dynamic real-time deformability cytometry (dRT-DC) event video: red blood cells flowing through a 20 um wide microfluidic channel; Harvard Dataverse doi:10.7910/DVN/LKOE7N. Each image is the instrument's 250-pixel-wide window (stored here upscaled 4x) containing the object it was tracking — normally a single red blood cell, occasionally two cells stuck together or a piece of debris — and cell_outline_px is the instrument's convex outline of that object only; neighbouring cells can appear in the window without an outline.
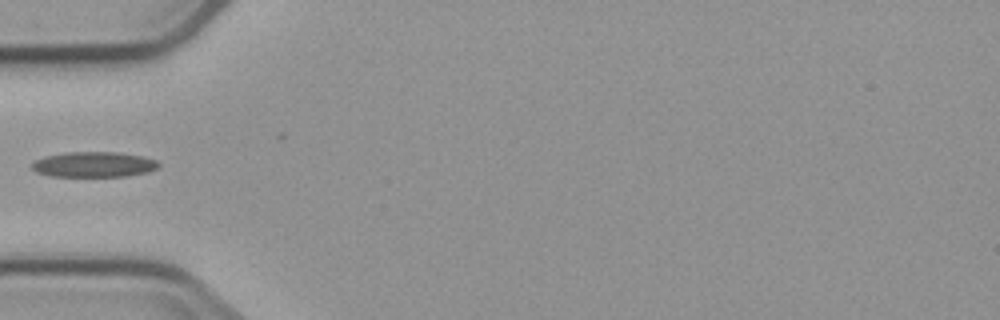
{"species": "common noctule bat (a hibernating species)", "species_latin": "Nyctalus noctula", "temperature_condition": "cold", "stored_images_in_passage": 4, "camera_frame_rate_fps": 3000, "um_per_image_px": 0.085, "animal": {"sex": "male", "body_mass_g": 23.1, "forearm_length_mm": 52.7}, "frame": {"image": 1, "passage_image": 3, "time_ms": 3.333, "image_size_px": [1000, 320], "cell_outline_px": [[160, 164], [156, 168], [148, 172], [124, 176], [52, 176], [36, 172], [32, 168], [32, 164], [36, 160], [48, 156], [64, 152], [116, 152], [144, 156], [156, 160]], "centroid_in_image_um": [8.0, 13.97], "position_along_channel_um": 77.0, "area_um2": 18.55}}
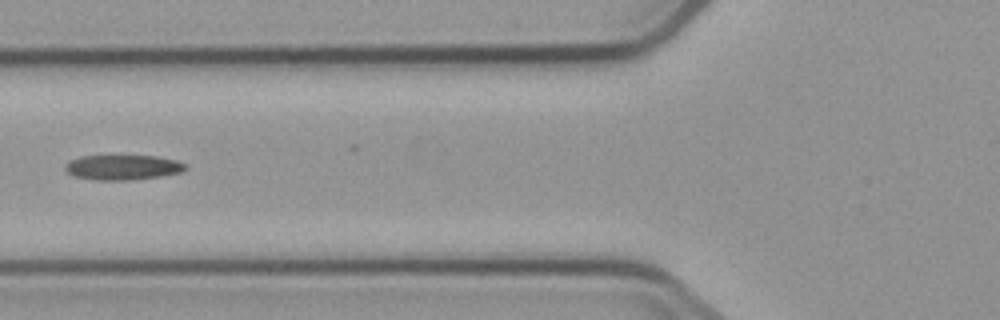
{"frame": {"image": 2, "passage_image": 4, "time_ms": 4.333, "image_size_px": [1000, 320], "cell_outline_px": [[188, 168], [180, 172], [160, 176], [132, 180], [100, 180], [76, 176], [68, 172], [64, 168], [72, 160], [80, 156], [156, 156], [176, 160], [184, 164]], "centroid_in_image_um": [10.47, 14.22], "position_along_channel_um": 115.3, "area_um2": 17.17}}